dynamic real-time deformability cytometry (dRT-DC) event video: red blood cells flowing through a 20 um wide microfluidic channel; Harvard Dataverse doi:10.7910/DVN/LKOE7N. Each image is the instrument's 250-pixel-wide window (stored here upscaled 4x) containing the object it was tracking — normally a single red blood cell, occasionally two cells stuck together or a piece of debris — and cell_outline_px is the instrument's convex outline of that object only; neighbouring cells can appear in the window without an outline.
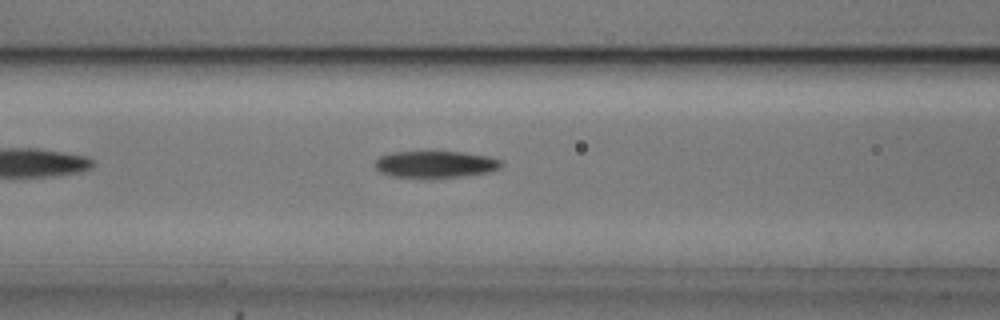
{"species": "common noctule bat (a hibernating species)", "species_latin": "Nyctalus noctula", "temperature_condition": "cold", "stored_images_in_passage": 40, "camera_frame_rate_fps": 3000, "um_per_image_px": 0.085, "animal": {"sex": "male", "body_mass_g": 20.5, "forearm_length_mm": 52.5}, "frame": {"image": 1, "passage_image": 8, "time_ms": 2.333, "image_size_px": [1000, 320], "cell_outline_px": [[504, 164], [500, 168], [488, 172], [464, 176], [432, 180], [424, 180], [392, 176], [380, 172], [376, 168], [376, 160], [380, 156], [392, 152], [460, 152], [488, 156], [504, 160]], "centroid_in_image_um": [37.03, 14.01], "position_along_channel_um": 129.6, "area_um2": 20.4}}
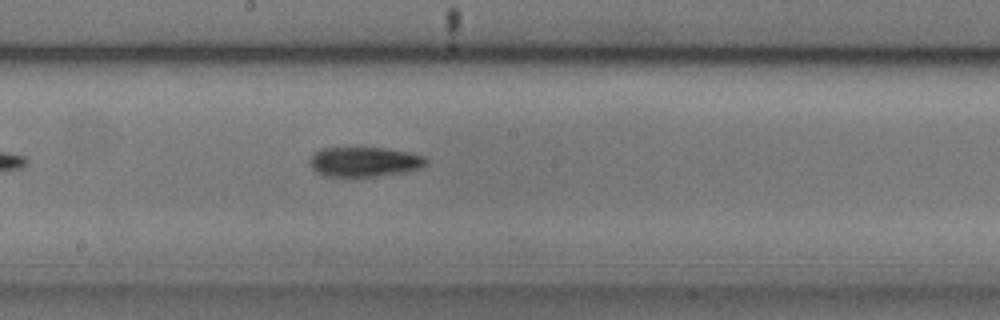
{"frame": {"image": 2, "passage_image": 15, "time_ms": 4.667, "image_size_px": [1000, 320], "cell_outline_px": [[428, 164], [420, 168], [400, 172], [372, 176], [328, 176], [316, 172], [312, 168], [312, 156], [320, 148], [388, 148], [408, 152], [424, 156], [428, 160]], "centroid_in_image_um": [31.01, 13.74], "position_along_channel_um": 217.2, "area_um2": 19.77}}
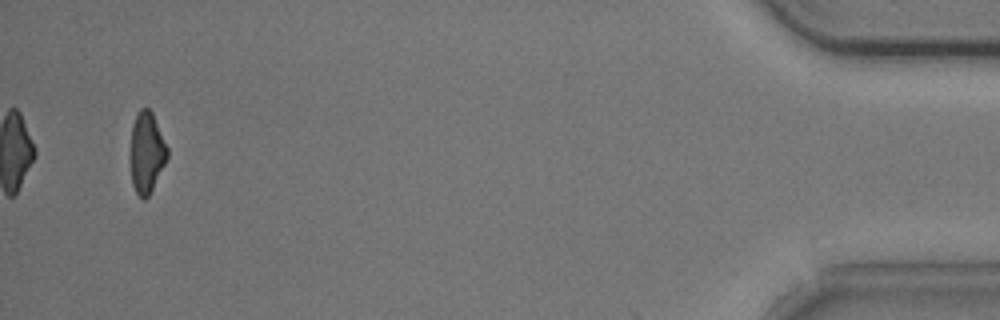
{"frame": {"image": 3, "passage_image": 38, "time_ms": 12.333, "image_size_px": [1000, 320], "cell_outline_px": [[168, 156], [148, 196], [144, 200], [136, 192], [132, 184], [132, 124], [136, 112], [140, 108], [148, 108], [152, 112], [168, 148]], "centroid_in_image_um": [12.48, 12.91], "position_along_channel_um": 422.7, "area_um2": 16.88}}